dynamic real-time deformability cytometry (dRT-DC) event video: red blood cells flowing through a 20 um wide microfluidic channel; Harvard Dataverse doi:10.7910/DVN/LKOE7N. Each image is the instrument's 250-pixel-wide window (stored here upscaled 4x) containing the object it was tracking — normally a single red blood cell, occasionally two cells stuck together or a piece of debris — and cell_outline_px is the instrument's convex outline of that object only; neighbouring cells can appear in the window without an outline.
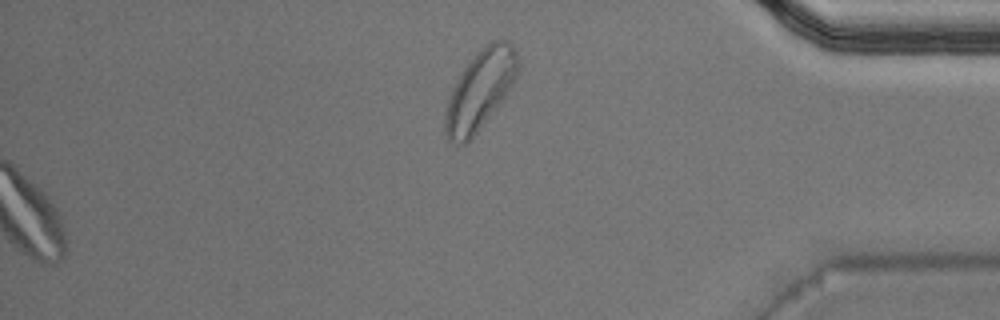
{"species": "Egyptian fruit bat (a non-hibernating species)", "species_latin": "Rousettus aegyptiacus", "temperature_condition": "warm", "stored_images_in_passage": 51, "camera_frame_rate_fps": 3000, "um_per_image_px": 0.085, "animal": {"sex": "male"}, "frame": {"image": 1, "passage_image": 51, "time_ms": 16.667, "image_size_px": [1000, 320], "cell_outline_px": [[516, 80], [504, 96], [476, 132], [464, 144], [456, 144], [448, 140], [444, 132], [444, 112], [448, 100], [464, 68], [480, 48], [484, 44], [492, 40], [504, 40], [516, 52]], "centroid_in_image_um": [40.76, 7.66], "position_along_channel_um": 394.4, "area_um2": 32.43}, "authors_computed_cell_mechanics": {"area_um2": 22.1952, "velocity_mm_per_s": 3.996, "shape_relaxation_time_tau1_ms": null, "shape_relaxation_time_tau2_ms": 2.3527, "deformation_change_tau1": null, "deformation_change_tau2": 0.0675}}